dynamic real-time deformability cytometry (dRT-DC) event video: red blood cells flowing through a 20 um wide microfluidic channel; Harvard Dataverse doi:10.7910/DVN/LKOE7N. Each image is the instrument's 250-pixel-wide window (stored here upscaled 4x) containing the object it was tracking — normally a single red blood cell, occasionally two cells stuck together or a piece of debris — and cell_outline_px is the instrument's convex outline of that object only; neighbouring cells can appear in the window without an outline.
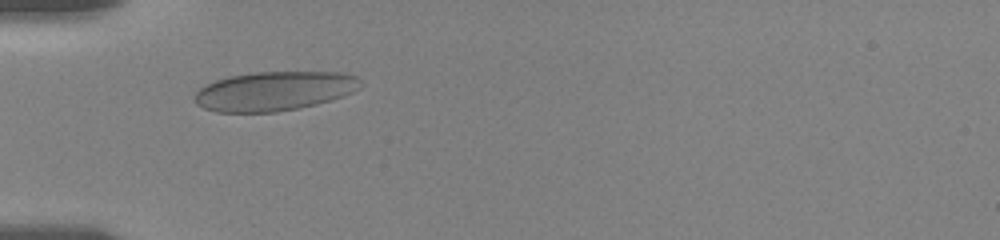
{"species": "human", "species_latin": "Homo sapiens", "temperature_condition": "room temperature", "stored_images_in_passage": 49, "camera_frame_rate_fps": 3000, "um_per_image_px": 0.085, "donor": {"sex": "female"}, "frame": {"image": 1, "passage_image": 11, "time_ms": 3.333, "image_size_px": [1000, 240], "cell_outline_px": [[364, 84], [360, 88], [344, 96], [332, 100], [316, 104], [276, 112], [216, 112], [204, 108], [196, 104], [192, 100], [192, 96], [204, 84], [228, 76], [252, 72], [344, 72], [356, 76]], "centroid_in_image_um": [23.3, 7.73], "position_along_channel_um": 61.7, "area_um2": 38.38}}
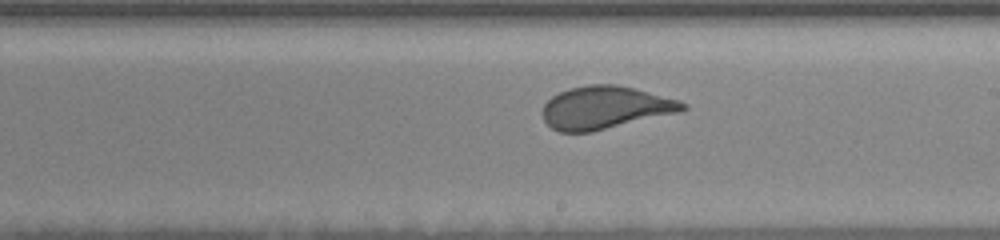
{"frame": {"image": 2, "passage_image": 26, "time_ms": 8.333, "image_size_px": [1000, 240], "cell_outline_px": [[688, 108], [680, 112], [592, 132], [560, 132], [552, 128], [544, 120], [540, 112], [544, 104], [552, 96], [568, 88], [588, 84], [616, 84], [680, 100], [688, 104]], "centroid_in_image_um": [51.43, 9.15], "position_along_channel_um": 237.6, "area_um2": 35.08}}
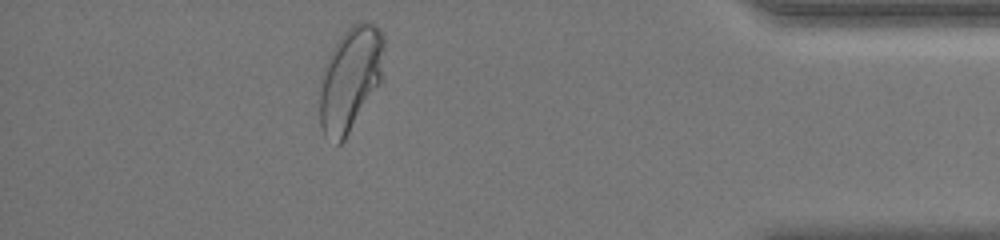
{"frame": {"image": 3, "passage_image": 43, "time_ms": 14.0, "image_size_px": [1000, 240], "cell_outline_px": [[384, 44], [380, 80], [344, 140], [340, 144], [336, 144], [324, 136], [320, 124], [320, 76], [328, 56], [332, 48], [340, 36], [352, 24], [360, 20], [364, 20], [376, 24], [380, 28], [384, 36]], "centroid_in_image_um": [29.74, 6.65], "position_along_channel_um": 405.5, "area_um2": 38.78}, "authors_computed_cell_mechanics": {"area_um2": 37.1076, "velocity_mm_per_s": 3.5997, "shape_relaxation_time_tau1_ms": 4.6869, "shape_relaxation_time_tau2_ms": null, "deformation_change_tau1": 0.1237, "deformation_change_tau2": null}}